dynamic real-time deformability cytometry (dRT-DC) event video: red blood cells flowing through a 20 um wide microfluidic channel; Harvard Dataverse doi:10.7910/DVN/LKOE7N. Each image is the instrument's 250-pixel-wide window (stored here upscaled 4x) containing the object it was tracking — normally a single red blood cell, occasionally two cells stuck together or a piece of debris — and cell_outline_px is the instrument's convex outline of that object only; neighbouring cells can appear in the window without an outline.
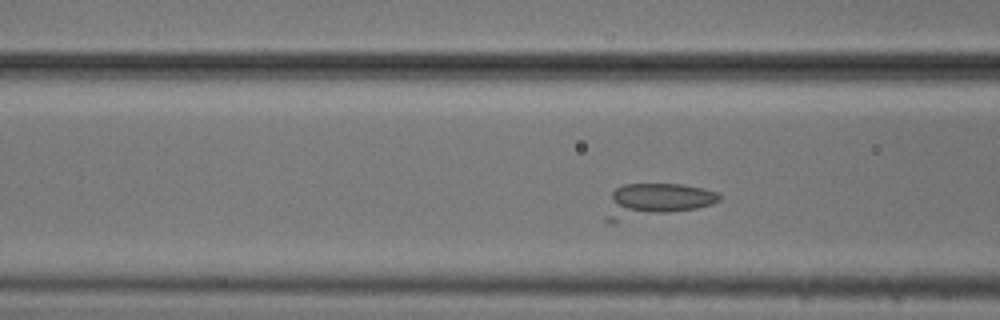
{"species": "common noctule bat (a hibernating species)", "species_latin": "Nyctalus noctula", "temperature_condition": "cold", "stored_images_in_passage": 7, "camera_frame_rate_fps": 3000, "um_per_image_px": 0.085, "animal": {"sex": "male", "body_mass_g": 20.5, "forearm_length_mm": 52.5}, "frame": {"image": 1, "passage_image": 5, "time_ms": 1.333, "image_size_px": [1000, 320], "cell_outline_px": [[720, 200], [712, 204], [696, 208], [612, 224], [608, 224], [604, 220], [604, 216], [612, 192], [616, 188], [624, 184], [680, 184], [700, 188], [716, 192], [720, 196]], "centroid_in_image_um": [55.65, 17.08], "position_along_channel_um": 110.9, "area_um2": 22.54}}